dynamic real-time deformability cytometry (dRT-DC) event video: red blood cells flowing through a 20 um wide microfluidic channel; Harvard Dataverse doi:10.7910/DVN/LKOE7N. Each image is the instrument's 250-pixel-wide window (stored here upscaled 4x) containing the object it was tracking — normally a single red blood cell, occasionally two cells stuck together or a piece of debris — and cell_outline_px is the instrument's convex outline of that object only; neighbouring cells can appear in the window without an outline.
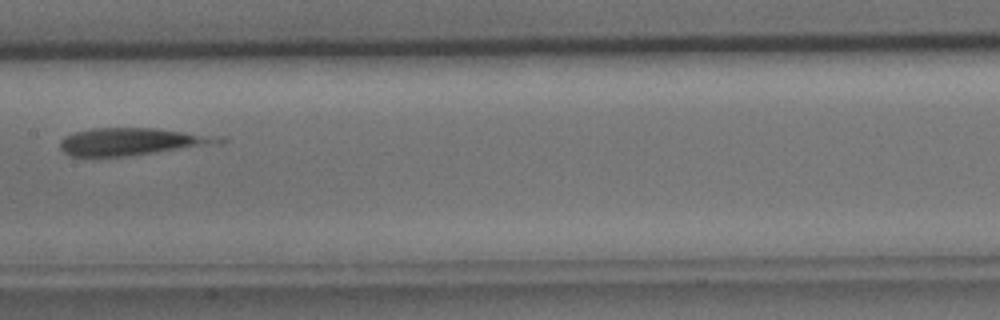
{"species": "common noctule bat (a hibernating species)", "species_latin": "Nyctalus noctula", "temperature_condition": "cold", "stored_images_in_passage": 33, "camera_frame_rate_fps": 3000, "um_per_image_px": 0.085, "animal": {"sex": "male", "body_mass_g": 15.6}, "frame": {"image": 1, "passage_image": 16, "time_ms": 5.0, "image_size_px": [1000, 320], "cell_outline_px": [[228, 140], [220, 144], [124, 156], [68, 156], [60, 148], [60, 140], [64, 136], [76, 132], [92, 128], [152, 128], [228, 136]], "centroid_in_image_um": [11.31, 12.02], "position_along_channel_um": 196.1, "area_um2": 25.55}}
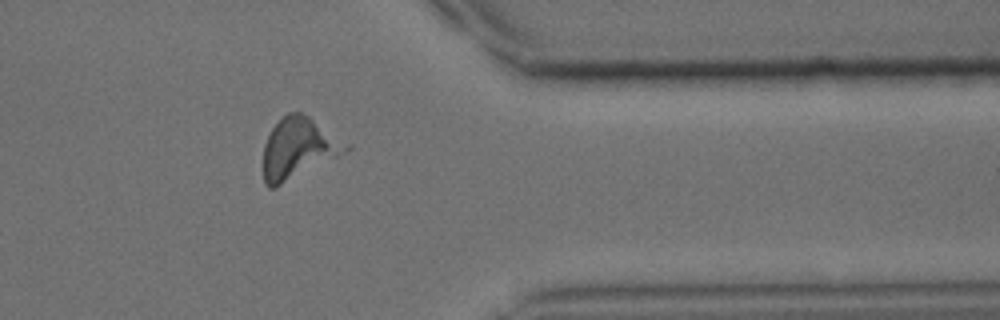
{"frame": {"image": 2, "passage_image": 29, "time_ms": 9.333, "image_size_px": [1000, 320], "cell_outline_px": [[352, 148], [276, 188], [268, 188], [264, 184], [264, 144], [272, 128], [288, 112], [300, 112], [308, 116], [352, 144]], "centroid_in_image_um": [25.37, 12.61], "position_along_channel_um": 386.0, "area_um2": 29.13}}